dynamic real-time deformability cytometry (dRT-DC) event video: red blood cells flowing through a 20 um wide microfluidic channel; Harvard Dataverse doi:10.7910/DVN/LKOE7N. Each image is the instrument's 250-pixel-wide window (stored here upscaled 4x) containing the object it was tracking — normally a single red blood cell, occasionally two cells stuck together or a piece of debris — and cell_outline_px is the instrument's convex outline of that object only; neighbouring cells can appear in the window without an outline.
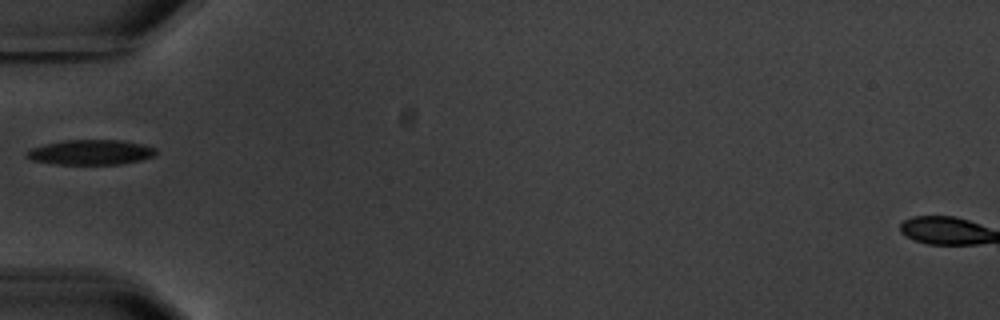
{"species": "common noctule bat (a hibernating species)", "species_latin": "Nyctalus noctula", "temperature_condition": "warm", "stored_images_in_passage": 4, "camera_frame_rate_fps": 3000, "um_per_image_px": 0.085, "animal": {"sex": "male", "body_mass_g": 20.1, "forearm_length_mm": 53.5}, "frame": {"image": 1, "passage_image": 4, "time_ms": 3.667, "image_size_px": [1000, 320], "cell_outline_px": [[156, 156], [140, 160], [120, 164], [56, 164], [32, 160], [24, 156], [32, 148], [44, 144], [64, 140], [120, 140], [144, 144], [156, 148]], "centroid_in_image_um": [7.74, 12.94], "position_along_channel_um": 77.3, "area_um2": 18.84}}